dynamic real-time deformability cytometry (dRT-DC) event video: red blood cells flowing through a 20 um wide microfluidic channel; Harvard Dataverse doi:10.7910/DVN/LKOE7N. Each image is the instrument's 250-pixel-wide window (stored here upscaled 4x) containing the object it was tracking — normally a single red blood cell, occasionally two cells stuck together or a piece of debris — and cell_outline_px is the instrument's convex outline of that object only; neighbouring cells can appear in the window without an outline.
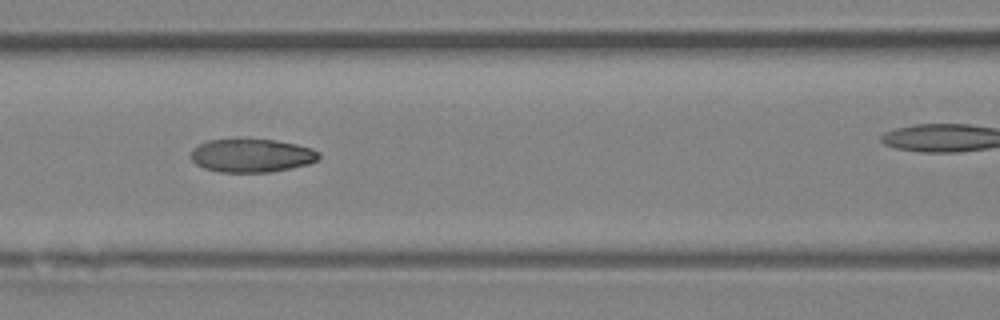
{"species": "Egyptian fruit bat (a non-hibernating species)", "species_latin": "Rousettus aegyptiacus", "temperature_condition": "room temperature", "stored_images_in_passage": 7, "camera_frame_rate_fps": 3000, "um_per_image_px": 0.085, "animal": {"sex": "female"}, "frame": {"image": 1, "passage_image": 4, "time_ms": 4.333, "image_size_px": [1000, 320], "cell_outline_px": [[320, 156], [316, 160], [308, 164], [268, 172], [220, 172], [204, 168], [196, 164], [192, 160], [192, 148], [208, 140], [236, 136], [244, 136], [276, 140], [296, 144], [312, 148], [320, 152]], "centroid_in_image_um": [21.36, 13.16], "position_along_channel_um": 145.2, "area_um2": 25.66}}